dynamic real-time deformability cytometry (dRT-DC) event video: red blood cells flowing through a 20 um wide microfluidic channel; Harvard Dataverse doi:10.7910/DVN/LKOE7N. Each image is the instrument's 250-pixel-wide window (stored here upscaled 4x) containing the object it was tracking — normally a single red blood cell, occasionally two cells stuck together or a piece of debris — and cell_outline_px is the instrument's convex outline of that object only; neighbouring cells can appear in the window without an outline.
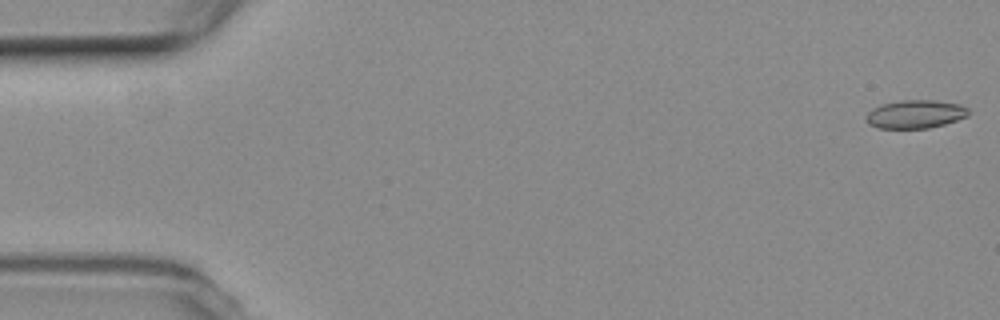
{"species": "common noctule bat (a hibernating species)", "species_latin": "Nyctalus noctula", "temperature_condition": "room temperature", "stored_images_in_passage": 9, "camera_frame_rate_fps": 3000, "um_per_image_px": 0.085, "animal": {"sex": "female", "body_mass_g": 19.3, "forearm_length_mm": 54.1}, "frame": {"image": 1, "passage_image": 1, "time_ms": 0.0, "image_size_px": [1000, 320], "cell_outline_px": [[968, 116], [944, 124], [928, 128], [876, 128], [868, 124], [864, 120], [864, 116], [872, 108], [880, 104], [904, 100], [932, 100], [960, 104], [968, 108]], "centroid_in_image_um": [77.74, 9.7], "position_along_channel_um": 7.3, "area_um2": 16.99}}
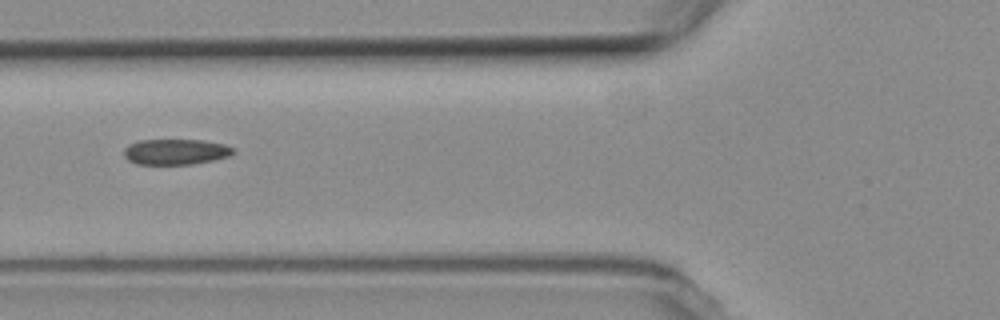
{"frame": {"image": 2, "passage_image": 7, "time_ms": 7.0, "image_size_px": [1000, 320], "cell_outline_px": [[236, 152], [228, 156], [212, 160], [192, 164], [136, 164], [128, 160], [124, 156], [124, 148], [128, 144], [140, 140], [204, 140], [224, 144], [236, 148]], "centroid_in_image_um": [14.94, 12.89], "position_along_channel_um": 110.9, "area_um2": 16.42}}
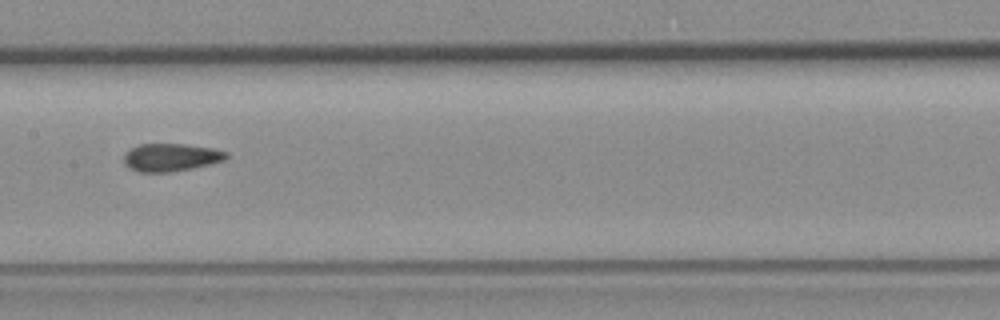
{"frame": {"image": 3, "passage_image": 9, "time_ms": 9.333, "image_size_px": [1000, 320], "cell_outline_px": [[228, 156], [224, 160], [192, 168], [168, 172], [140, 172], [124, 164], [124, 152], [140, 144], [184, 144], [212, 148], [228, 152]], "centroid_in_image_um": [14.52, 13.37], "position_along_channel_um": 192.9, "area_um2": 16.42}}